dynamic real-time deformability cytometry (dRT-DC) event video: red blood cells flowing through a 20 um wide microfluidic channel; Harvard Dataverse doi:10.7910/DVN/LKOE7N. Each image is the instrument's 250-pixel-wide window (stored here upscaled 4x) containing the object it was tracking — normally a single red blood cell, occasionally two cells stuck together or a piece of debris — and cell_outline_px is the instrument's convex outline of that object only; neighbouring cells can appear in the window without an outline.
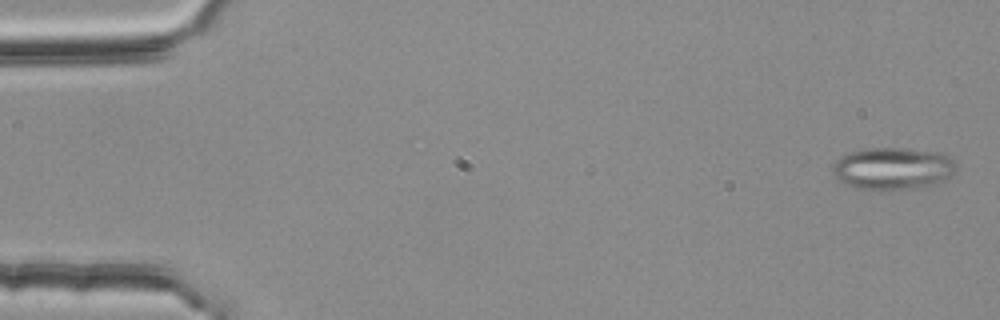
{"species": "common noctule bat (a hibernating species)", "species_latin": "Nyctalus noctula", "temperature_condition": "room temperature", "stored_images_in_passage": 51, "camera_frame_rate_fps": 3000, "um_per_image_px": 0.085, "animal": {"sex": "female", "body_mass_g": 25.1}, "frame": {"image": 1, "passage_image": 2, "time_ms": 0.333, "image_size_px": [1000, 320], "cell_outline_px": [[956, 172], [944, 180], [936, 184], [876, 192], [856, 188], [840, 180], [832, 172], [832, 164], [840, 156], [848, 152], [864, 148], [908, 148], [940, 152], [948, 156], [956, 164]], "centroid_in_image_um": [75.87, 14.32], "position_along_channel_um": 9.1, "area_um2": 30.81}}
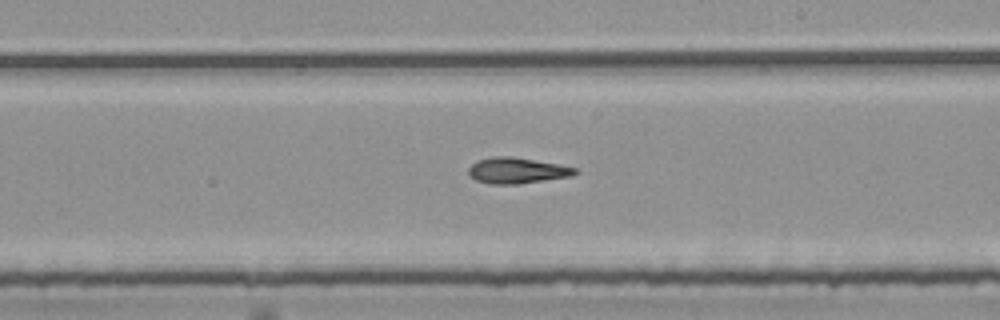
{"frame": {"image": 2, "passage_image": 32, "time_ms": 10.333, "image_size_px": [1000, 320], "cell_outline_px": [[576, 172], [572, 176], [520, 184], [492, 184], [476, 180], [468, 176], [468, 168], [476, 160], [492, 156], [512, 156], [556, 164], [576, 168]], "centroid_in_image_um": [43.88, 14.49], "position_along_channel_um": 245.1, "area_um2": 16.07}}
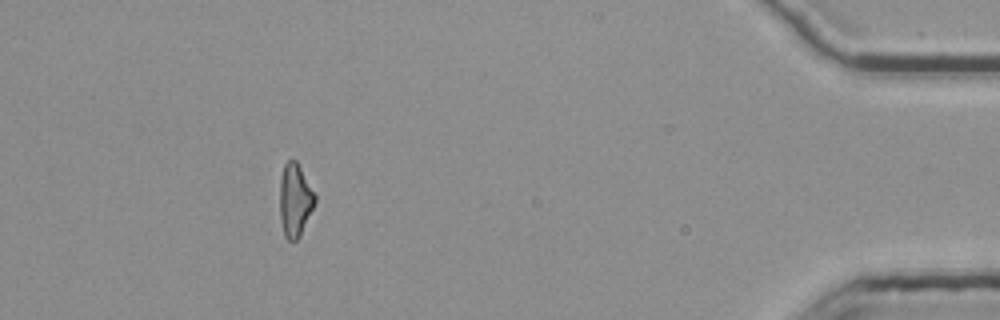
{"frame": {"image": 3, "passage_image": 50, "time_ms": 16.333, "image_size_px": [1000, 320], "cell_outline_px": [[316, 200], [300, 236], [296, 240], [288, 240], [284, 236], [280, 220], [280, 180], [284, 164], [288, 160], [296, 160], [316, 196]], "centroid_in_image_um": [25.06, 17.02], "position_along_channel_um": 410.1, "area_um2": 14.8}, "authors_computed_cell_mechanics": {"area_um2": 16.0684, "velocity_mm_per_s": 3.7905, "shape_relaxation_time_tau1_ms": null, "shape_relaxation_time_tau2_ms": 5.6834, "deformation_change_tau1": null, "deformation_change_tau2": 0.163}}